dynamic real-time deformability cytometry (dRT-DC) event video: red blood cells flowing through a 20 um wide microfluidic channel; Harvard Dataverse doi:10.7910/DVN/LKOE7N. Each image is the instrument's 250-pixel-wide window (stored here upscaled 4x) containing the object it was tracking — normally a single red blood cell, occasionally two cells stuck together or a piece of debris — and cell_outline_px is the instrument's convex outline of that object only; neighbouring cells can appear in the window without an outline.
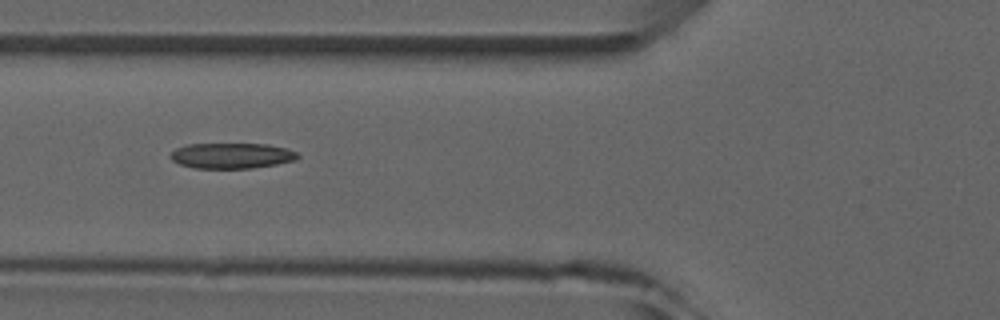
{"species": "common noctule bat (a hibernating species)", "species_latin": "Nyctalus noctula", "temperature_condition": "room temperature", "stored_images_in_passage": 5, "camera_frame_rate_fps": 3000, "um_per_image_px": 0.085, "animal": {"sex": "male", "forearm_length_mm": 52.5}, "frame": {"image": 1, "passage_image": 5, "time_ms": 4.333, "image_size_px": [1000, 320], "cell_outline_px": [[300, 156], [296, 160], [276, 164], [252, 168], [192, 168], [180, 164], [172, 160], [168, 156], [176, 148], [188, 144], [268, 144], [288, 148], [296, 152]], "centroid_in_image_um": [19.7, 13.23], "position_along_channel_um": 106.1, "area_um2": 19.02}}